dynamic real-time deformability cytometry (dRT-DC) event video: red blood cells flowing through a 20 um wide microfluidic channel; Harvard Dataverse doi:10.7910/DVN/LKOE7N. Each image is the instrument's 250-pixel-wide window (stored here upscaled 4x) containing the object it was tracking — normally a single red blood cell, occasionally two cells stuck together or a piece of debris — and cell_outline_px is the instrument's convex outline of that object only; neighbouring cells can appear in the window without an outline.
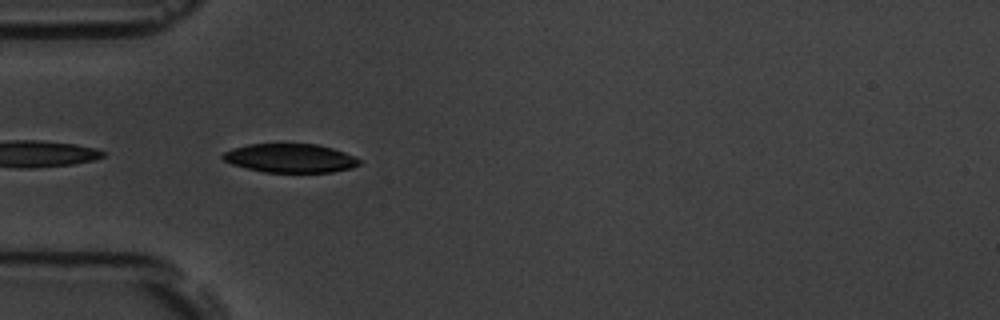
{"species": "common noctule bat (a hibernating species)", "species_latin": "Nyctalus noctula", "temperature_condition": "room temperature", "stored_images_in_passage": 5, "camera_frame_rate_fps": 3000, "um_per_image_px": 0.085, "animal": {"sex": "male", "body_mass_g": 19.5, "forearm_length_mm": 54.6}, "frame": {"image": 1, "passage_image": 5, "time_ms": 4.333, "image_size_px": [1000, 320], "cell_outline_px": [[360, 164], [352, 168], [332, 172], [264, 172], [232, 164], [224, 160], [220, 156], [224, 152], [232, 148], [248, 144], [316, 144], [332, 148], [344, 152], [360, 160]], "centroid_in_image_um": [24.65, 13.44], "position_along_channel_um": 60.3, "area_um2": 22.77}}